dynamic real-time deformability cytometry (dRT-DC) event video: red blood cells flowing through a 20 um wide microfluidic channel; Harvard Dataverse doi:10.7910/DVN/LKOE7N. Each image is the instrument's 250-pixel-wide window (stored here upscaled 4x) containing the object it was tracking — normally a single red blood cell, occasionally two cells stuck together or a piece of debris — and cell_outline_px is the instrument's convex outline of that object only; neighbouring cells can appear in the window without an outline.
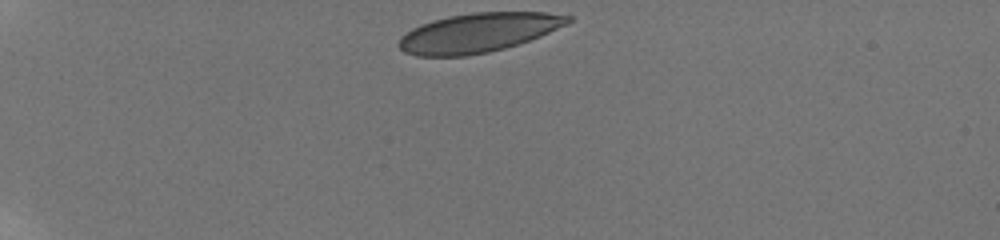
{"species": "human", "species_latin": "Homo sapiens", "temperature_condition": "room temperature", "stored_images_in_passage": 20, "camera_frame_rate_fps": 3000, "um_per_image_px": 0.085, "donor": {"sex": "male"}, "frame": {"image": 1, "passage_image": 1, "time_ms": 0.0, "image_size_px": [1000, 240], "cell_outline_px": [[572, 20], [568, 24], [540, 36], [520, 44], [488, 52], [468, 56], [416, 56], [404, 52], [396, 44], [400, 36], [412, 28], [420, 24], [432, 20], [448, 16], [472, 12], [544, 12], [572, 16]], "centroid_in_image_um": [40.63, 2.78], "position_along_channel_um": 44.4, "area_um2": 38.96}}
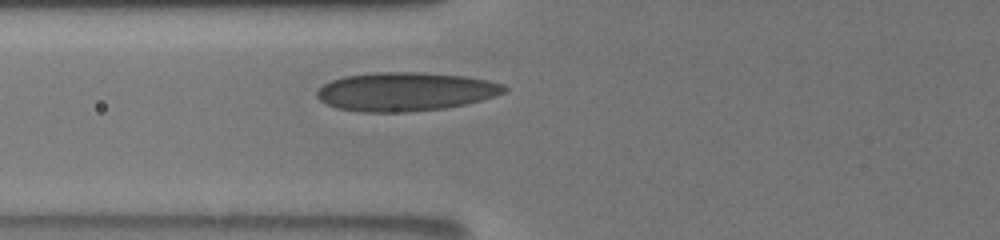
{"frame": {"image": 2, "passage_image": 15, "time_ms": 3.0, "image_size_px": [1000, 240], "cell_outline_px": [[508, 88], [504, 92], [496, 96], [448, 108], [408, 112], [360, 112], [336, 108], [320, 100], [316, 96], [316, 92], [324, 84], [332, 80], [344, 76], [376, 72], [420, 72], [464, 76], [488, 80], [504, 84]], "centroid_in_image_um": [34.46, 7.79], "position_along_channel_um": 91.3, "area_um2": 42.37}}